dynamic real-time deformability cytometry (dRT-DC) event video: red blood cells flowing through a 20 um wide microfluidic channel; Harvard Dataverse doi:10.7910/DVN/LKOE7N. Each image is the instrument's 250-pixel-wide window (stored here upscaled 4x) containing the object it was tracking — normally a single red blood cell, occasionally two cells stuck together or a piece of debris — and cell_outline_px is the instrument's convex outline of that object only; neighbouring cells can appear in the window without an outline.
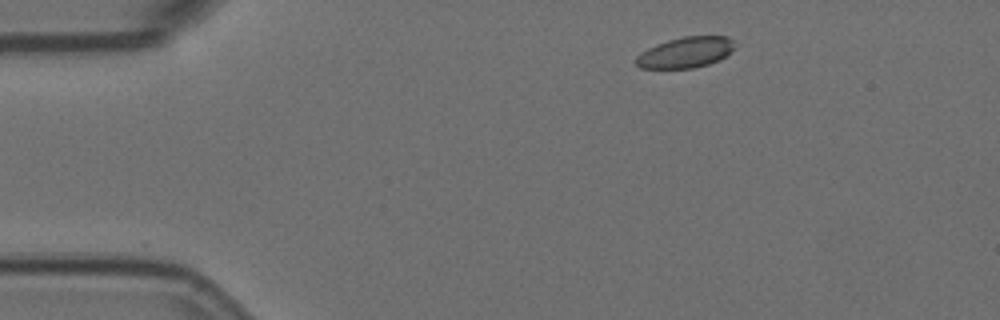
{"species": "Egyptian fruit bat (a non-hibernating species)", "species_latin": "Rousettus aegyptiacus", "temperature_condition": "room temperature", "stored_images_in_passage": 4, "camera_frame_rate_fps": 3000, "um_per_image_px": 0.085, "animal": {"sex": "female"}, "frame": {"image": 1, "passage_image": 1, "time_ms": 0.0, "image_size_px": [1000, 320], "cell_outline_px": [[740, 44], [732, 52], [720, 60], [708, 64], [692, 68], [640, 68], [632, 60], [640, 52], [656, 44], [668, 40], [684, 36], [728, 36]], "centroid_in_image_um": [58.32, 4.44], "position_along_channel_um": 26.7, "area_um2": 18.15}}